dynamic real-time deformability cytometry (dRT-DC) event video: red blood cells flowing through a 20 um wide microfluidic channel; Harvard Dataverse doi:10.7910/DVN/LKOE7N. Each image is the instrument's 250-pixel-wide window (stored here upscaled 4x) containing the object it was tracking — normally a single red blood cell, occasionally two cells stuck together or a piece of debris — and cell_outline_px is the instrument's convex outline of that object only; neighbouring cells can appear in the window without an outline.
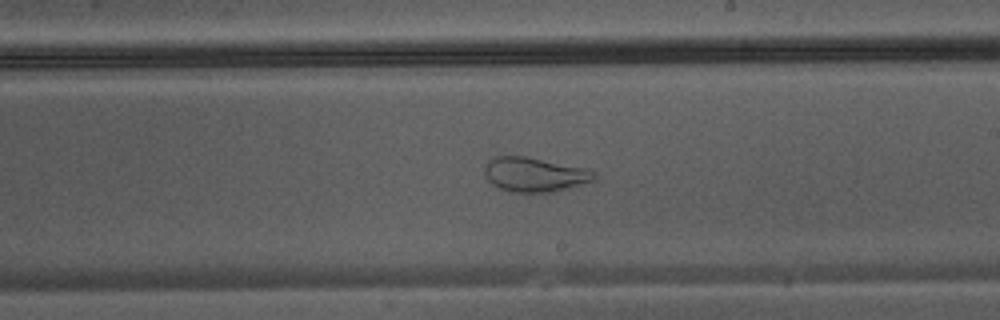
{"species": "Egyptian fruit bat (a non-hibernating species)", "species_latin": "Rousettus aegyptiacus", "temperature_condition": "warm", "stored_images_in_passage": 46, "camera_frame_rate_fps": 3000, "um_per_image_px": 0.085, "animal": {"sex": "male"}, "frame": {"image": 1, "passage_image": 27, "time_ms": 8.667, "image_size_px": [1000, 320], "cell_outline_px": [[596, 176], [592, 180], [572, 188], [552, 192], [508, 192], [492, 184], [488, 180], [484, 172], [484, 168], [488, 160], [496, 156], [524, 156], [588, 168]], "centroid_in_image_um": [45.42, 14.84], "position_along_channel_um": 243.6, "area_um2": 22.02}}